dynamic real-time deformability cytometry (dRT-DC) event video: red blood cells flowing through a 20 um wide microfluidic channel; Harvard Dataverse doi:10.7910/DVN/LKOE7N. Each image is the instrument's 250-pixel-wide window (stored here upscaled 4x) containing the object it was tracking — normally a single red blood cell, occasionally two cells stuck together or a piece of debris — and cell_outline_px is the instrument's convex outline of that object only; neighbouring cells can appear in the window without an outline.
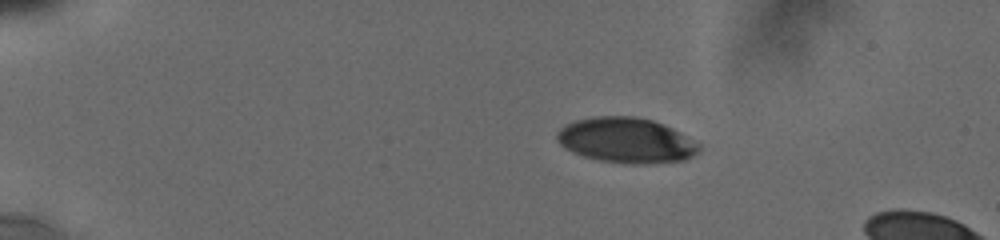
{"species": "human", "species_latin": "Homo sapiens", "temperature_condition": "cold", "stored_images_in_passage": 15, "camera_frame_rate_fps": 3000, "um_per_image_px": 0.085, "donor": {"sex": "male"}, "frame": {"image": 1, "passage_image": 1, "time_ms": 0.0, "image_size_px": [1000, 240], "cell_outline_px": [[700, 148], [692, 156], [684, 160], [648, 164], [632, 164], [600, 160], [584, 156], [572, 152], [564, 148], [556, 140], [556, 132], [564, 124], [576, 120], [596, 116], [636, 116], [652, 120], [664, 124], [680, 132], [700, 144]], "centroid_in_image_um": [53.2, 11.92], "position_along_channel_um": 31.8, "area_um2": 37.57}}